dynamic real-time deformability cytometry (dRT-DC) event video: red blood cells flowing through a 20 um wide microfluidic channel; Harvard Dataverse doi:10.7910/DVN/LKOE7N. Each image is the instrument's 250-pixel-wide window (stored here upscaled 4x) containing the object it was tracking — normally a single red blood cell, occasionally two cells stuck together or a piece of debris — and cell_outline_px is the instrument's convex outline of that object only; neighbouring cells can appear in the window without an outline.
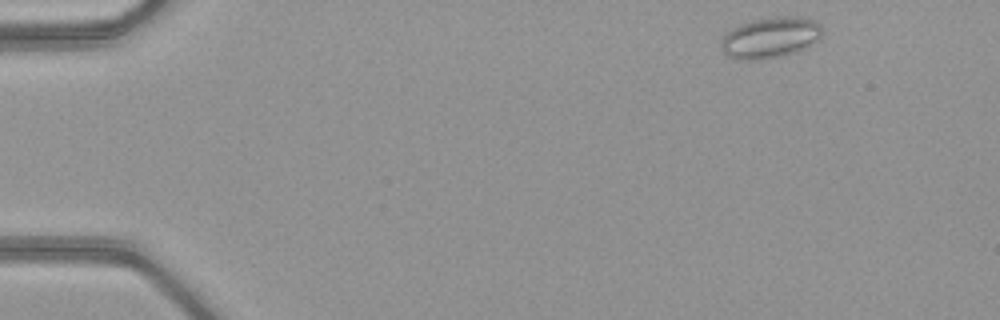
{"species": "common noctule bat (a hibernating species)", "species_latin": "Nyctalus noctula", "temperature_condition": "warm", "stored_images_in_passage": 47, "camera_frame_rate_fps": 3000, "um_per_image_px": 0.085, "animal": {"sex": "female", "body_mass_g": 21.9}, "frame": {"image": 1, "passage_image": 2, "time_ms": 0.333, "image_size_px": [1000, 320], "cell_outline_px": [[824, 32], [812, 44], [796, 52], [784, 56], [756, 60], [740, 60], [728, 56], [720, 48], [720, 40], [724, 32], [740, 24], [752, 20], [776, 16], [792, 16], [816, 20], [820, 24]], "centroid_in_image_um": [65.45, 3.19], "position_along_channel_um": 19.6, "area_um2": 24.51}}
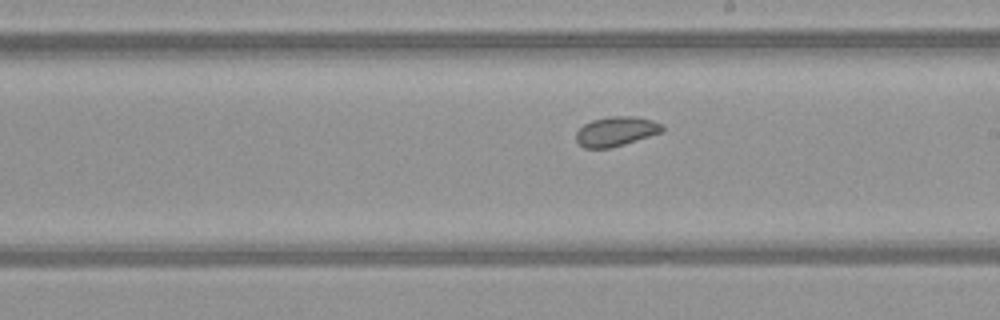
{"frame": {"image": 2, "passage_image": 26, "time_ms": 8.333, "image_size_px": [1000, 320], "cell_outline_px": [[664, 132], [612, 148], [584, 148], [576, 140], [576, 132], [584, 124], [592, 120], [608, 116], [632, 116], [652, 120], [664, 124]], "centroid_in_image_um": [52.4, 11.17], "position_along_channel_um": 236.6, "area_um2": 15.03}}
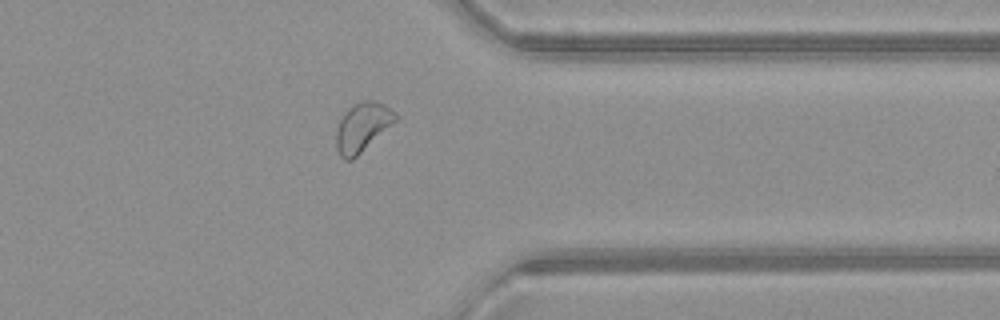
{"frame": {"image": 3, "passage_image": 37, "time_ms": 12.0, "image_size_px": [1000, 320], "cell_outline_px": [[400, 116], [396, 120], [352, 160], [344, 160], [340, 156], [336, 148], [336, 128], [344, 112], [348, 108], [360, 100], [372, 100], [384, 104], [396, 112]], "centroid_in_image_um": [30.78, 10.78], "position_along_channel_um": 380.6, "area_um2": 16.82}, "authors_computed_cell_mechanics": {"area_um2": 16.5886, "velocity_mm_per_s": 4.0796, "shape_relaxation_time_tau1_ms": null, "shape_relaxation_time_tau2_ms": 2.5545, "deformation_change_tau1": null, "deformation_change_tau2": 0.0608}}